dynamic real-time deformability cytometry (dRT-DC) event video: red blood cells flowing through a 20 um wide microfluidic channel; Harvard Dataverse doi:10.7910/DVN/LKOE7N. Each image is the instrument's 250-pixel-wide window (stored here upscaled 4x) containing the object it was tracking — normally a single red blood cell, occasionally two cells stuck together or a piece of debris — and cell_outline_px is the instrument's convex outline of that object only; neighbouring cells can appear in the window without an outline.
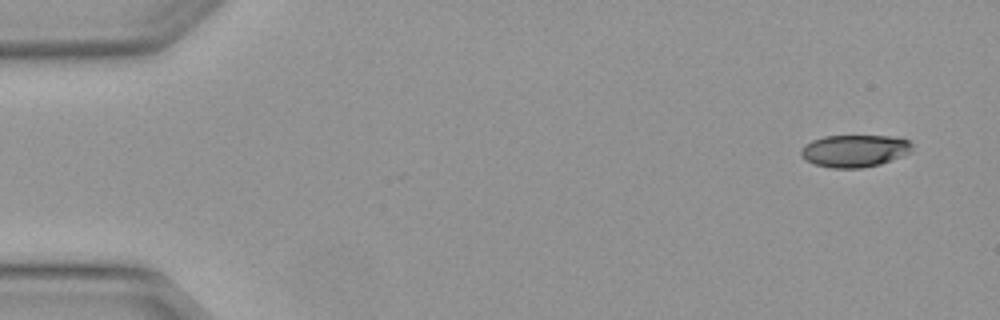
{"species": "Egyptian fruit bat (a non-hibernating species)", "species_latin": "Rousettus aegyptiacus", "temperature_condition": "warm", "stored_images_in_passage": 3, "camera_frame_rate_fps": 3000, "um_per_image_px": 0.085, "animal": {"sex": "female"}, "frame": {"image": 1, "passage_image": 1, "time_ms": 0.0, "image_size_px": [1000, 320], "cell_outline_px": [[912, 152], [880, 164], [860, 168], [832, 168], [816, 164], [804, 160], [800, 156], [800, 148], [804, 144], [812, 140], [824, 136], [888, 136], [908, 140], [912, 144]], "centroid_in_image_um": [72.6, 12.82], "position_along_channel_um": 12.4, "area_um2": 20.98}}